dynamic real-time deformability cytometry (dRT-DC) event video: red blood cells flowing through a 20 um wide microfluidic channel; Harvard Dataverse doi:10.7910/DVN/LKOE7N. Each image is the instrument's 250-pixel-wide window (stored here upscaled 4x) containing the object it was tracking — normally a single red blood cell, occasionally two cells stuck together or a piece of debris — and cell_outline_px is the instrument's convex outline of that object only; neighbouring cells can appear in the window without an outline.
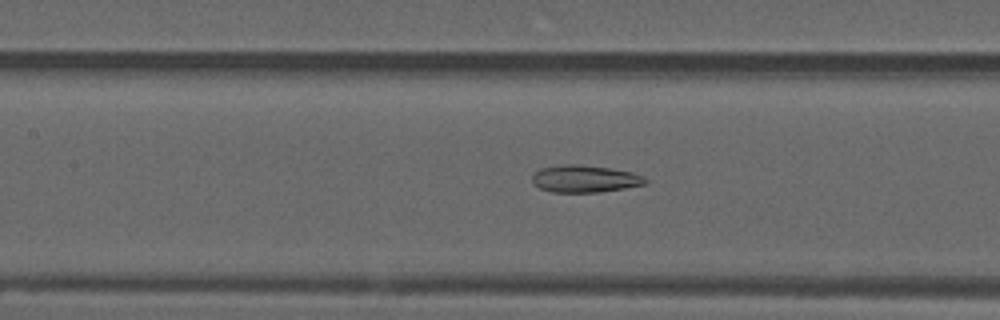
{"species": "common noctule bat (a hibernating species)", "species_latin": "Nyctalus noctula", "temperature_condition": "warm", "stored_images_in_passage": 46, "camera_frame_rate_fps": 3000, "um_per_image_px": 0.085, "animal": {"sex": "male", "forearm_length_mm": 52.5}, "frame": {"image": 1, "passage_image": 19, "time_ms": 6.0, "image_size_px": [1000, 320], "cell_outline_px": [[648, 184], [624, 188], [596, 192], [552, 192], [540, 188], [532, 180], [532, 176], [540, 168], [564, 164], [580, 164], [608, 168], [632, 172], [644, 176], [648, 180]], "centroid_in_image_um": [49.74, 15.19], "position_along_channel_um": 157.7, "area_um2": 17.86}}
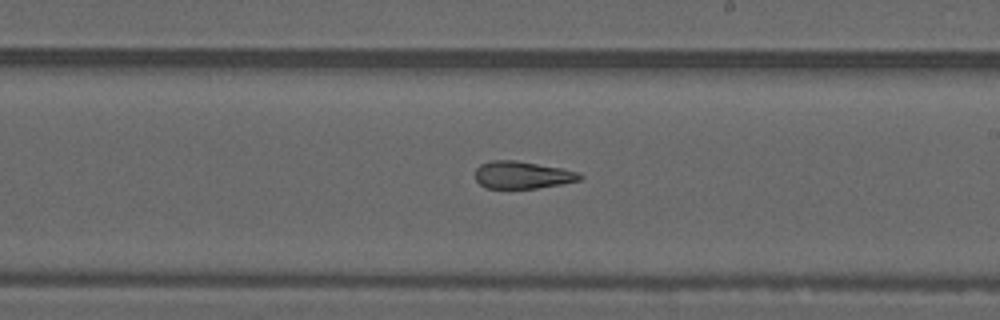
{"frame": {"image": 2, "passage_image": 26, "time_ms": 8.333, "image_size_px": [1000, 320], "cell_outline_px": [[584, 176], [580, 180], [560, 184], [536, 188], [484, 188], [476, 180], [476, 168], [480, 164], [492, 160], [516, 160], [560, 168], [580, 172]], "centroid_in_image_um": [44.39, 14.87], "position_along_channel_um": 244.6, "area_um2": 16.65}}
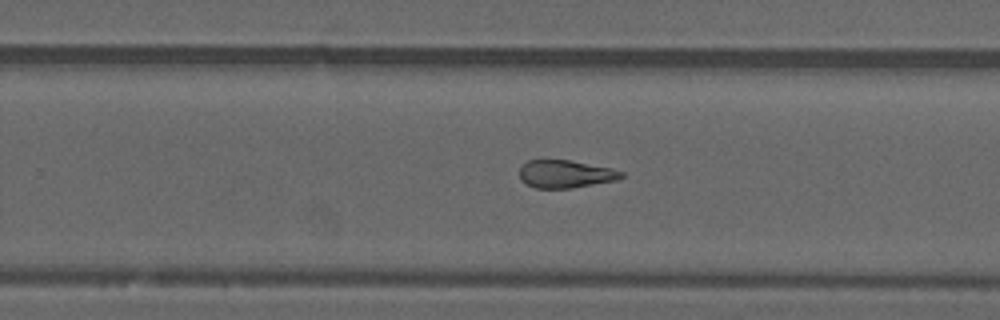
{"frame": {"image": 3, "passage_image": 29, "time_ms": 9.333, "image_size_px": [1000, 320], "cell_outline_px": [[624, 176], [616, 180], [572, 188], [536, 188], [520, 180], [520, 168], [528, 160], [572, 160], [612, 168], [624, 172]], "centroid_in_image_um": [48.09, 14.78], "position_along_channel_um": 281.7, "area_um2": 16.47}}